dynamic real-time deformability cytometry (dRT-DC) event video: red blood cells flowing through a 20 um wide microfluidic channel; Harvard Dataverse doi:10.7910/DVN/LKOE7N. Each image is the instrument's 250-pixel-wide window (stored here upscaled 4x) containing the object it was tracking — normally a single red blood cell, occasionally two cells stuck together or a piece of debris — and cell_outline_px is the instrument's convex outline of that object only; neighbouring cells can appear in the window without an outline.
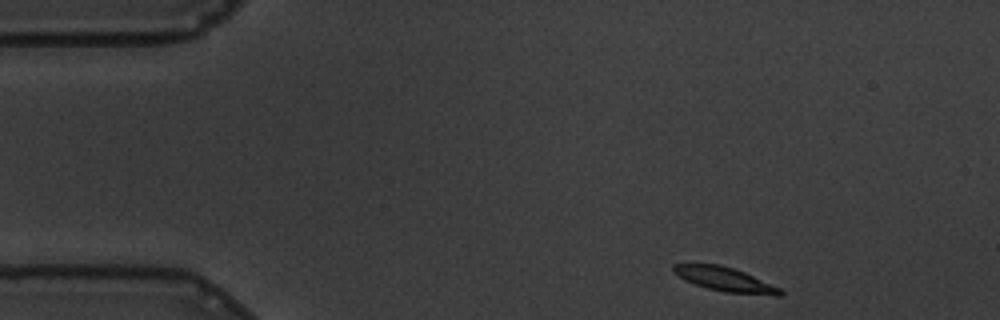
{"species": "common noctule bat (a hibernating species)", "species_latin": "Nyctalus noctula", "temperature_condition": "warm", "stored_images_in_passage": 52, "camera_frame_rate_fps": 3000, "um_per_image_px": 0.085, "animal": {"sex": "male", "body_mass_g": 19.5, "forearm_length_mm": 54.6}, "frame": {"image": 1, "passage_image": 1, "time_ms": 0.0, "image_size_px": [1000, 320], "cell_outline_px": [[784, 292], [780, 296], [776, 296], [724, 292], [708, 288], [696, 284], [680, 276], [672, 268], [672, 264], [720, 264], [744, 272], [780, 288]], "centroid_in_image_um": [61.68, 23.75], "position_along_channel_um": 23.3, "area_um2": 14.68}}
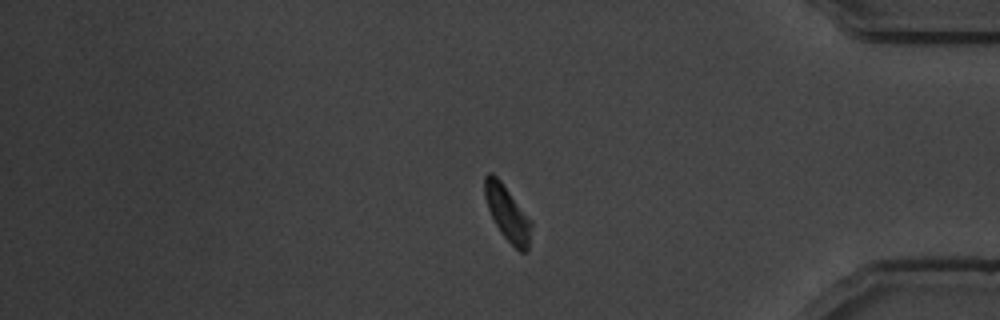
{"frame": {"image": 2, "passage_image": 42, "time_ms": 13.667, "image_size_px": [1000, 320], "cell_outline_px": [[532, 224], [528, 252], [520, 252], [500, 232], [488, 208], [484, 196], [484, 176], [488, 172], [492, 172], [500, 180], [532, 220]], "centroid_in_image_um": [43.14, 18.12], "position_along_channel_um": 392.1, "area_um2": 14.91}}
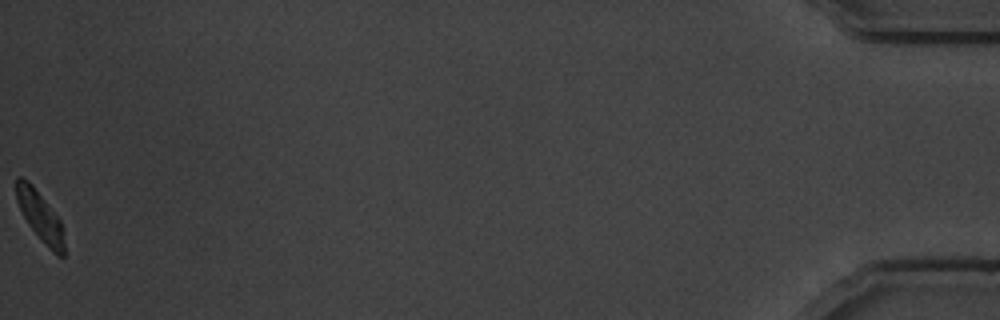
{"frame": {"image": 3, "passage_image": 52, "time_ms": 17.0, "image_size_px": [1000, 320], "cell_outline_px": [[64, 256], [60, 256], [52, 252], [28, 224], [16, 200], [16, 176], [24, 176], [32, 184], [60, 220], [64, 244]], "centroid_in_image_um": [3.38, 18.34], "position_along_channel_um": 431.8, "area_um2": 13.58}, "authors_computed_cell_mechanics": {"area_um2": 15.6927, "velocity_mm_per_s": 3.422, "shape_relaxation_time_tau1_ms": 8.1853, "shape_relaxation_time_tau2_ms": null, "deformation_change_tau1": 0.3143, "deformation_change_tau2": null}}